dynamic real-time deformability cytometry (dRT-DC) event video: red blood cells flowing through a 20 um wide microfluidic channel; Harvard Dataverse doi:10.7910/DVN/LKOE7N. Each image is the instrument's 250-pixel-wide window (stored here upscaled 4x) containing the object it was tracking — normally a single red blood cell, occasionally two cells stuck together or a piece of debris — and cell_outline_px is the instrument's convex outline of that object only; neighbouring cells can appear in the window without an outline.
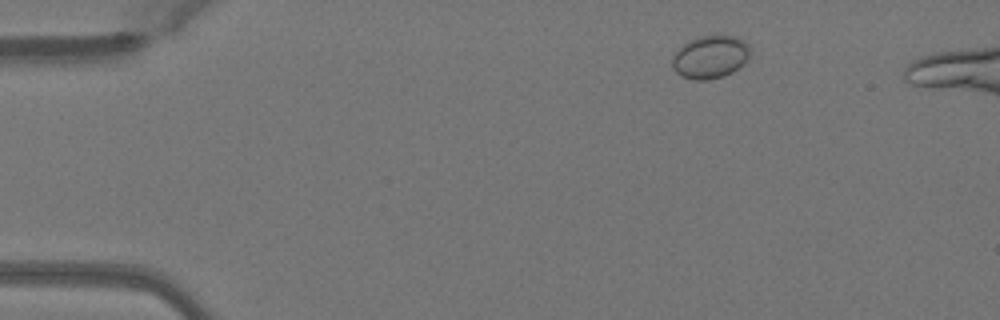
{"species": "Egyptian fruit bat (a non-hibernating species)", "species_latin": "Rousettus aegyptiacus", "temperature_condition": "warm", "stored_images_in_passage": 45, "camera_frame_rate_fps": 3000, "um_per_image_px": 0.085, "animal": {"sex": "female"}, "frame": {"image": 1, "passage_image": 5, "time_ms": 1.333, "image_size_px": [1000, 320], "cell_outline_px": [[748, 56], [732, 72], [724, 76], [708, 80], [692, 80], [680, 76], [672, 68], [672, 56], [688, 40], [700, 36], [736, 36], [744, 40], [748, 44]], "centroid_in_image_um": [60.31, 4.85], "position_along_channel_um": 24.7, "area_um2": 19.25}}
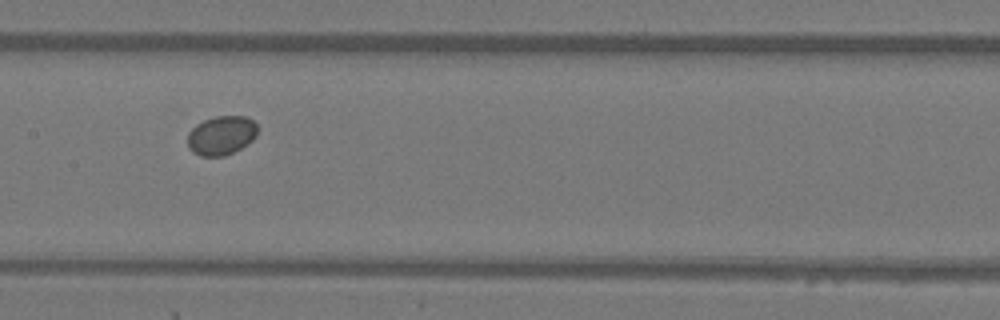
{"frame": {"image": 2, "passage_image": 23, "time_ms": 7.333, "image_size_px": [1000, 320], "cell_outline_px": [[256, 136], [252, 140], [240, 148], [224, 156], [200, 156], [192, 152], [188, 148], [188, 132], [196, 124], [204, 120], [216, 116], [248, 116], [256, 124]], "centroid_in_image_um": [18.79, 11.5], "position_along_channel_um": 188.6, "area_um2": 15.9}}
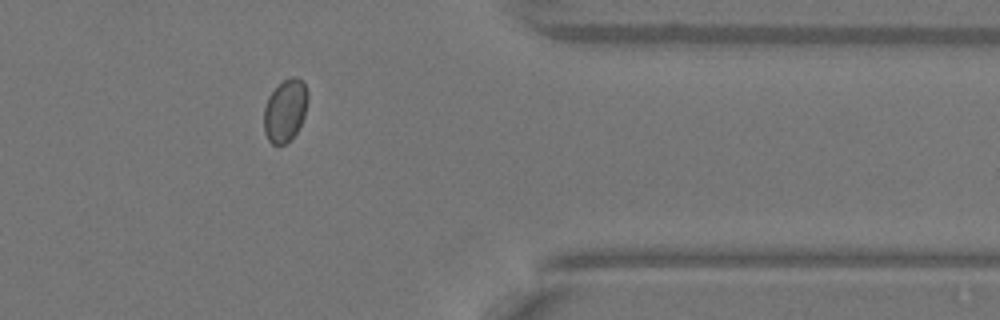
{"frame": {"image": 3, "passage_image": 39, "time_ms": 12.667, "image_size_px": [1000, 320], "cell_outline_px": [[308, 100], [304, 116], [296, 132], [284, 144], [272, 144], [268, 140], [264, 132], [264, 108], [268, 96], [284, 80], [292, 76], [296, 76], [304, 80], [308, 92]], "centroid_in_image_um": [24.25, 9.36], "position_along_channel_um": 387.2, "area_um2": 15.95}}